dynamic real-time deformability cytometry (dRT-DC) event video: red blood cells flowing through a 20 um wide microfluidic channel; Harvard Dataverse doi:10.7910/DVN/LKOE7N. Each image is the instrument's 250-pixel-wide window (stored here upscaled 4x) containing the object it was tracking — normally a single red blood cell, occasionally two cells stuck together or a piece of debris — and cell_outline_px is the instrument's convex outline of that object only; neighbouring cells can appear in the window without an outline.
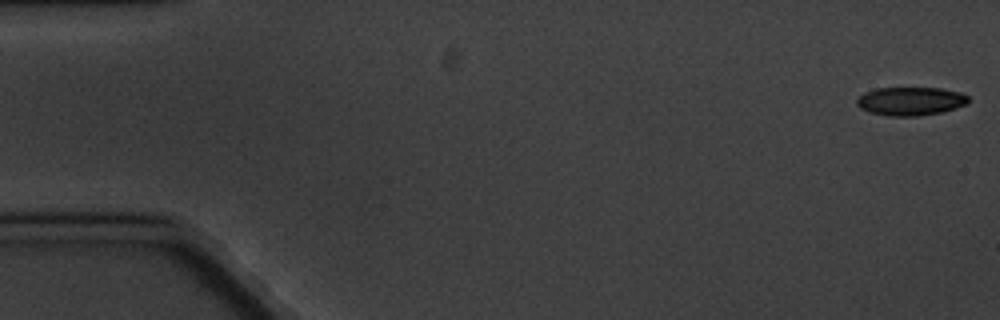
{"species": "common noctule bat (a hibernating species)", "species_latin": "Nyctalus noctula", "temperature_condition": "cold", "stored_images_in_passage": 6, "camera_frame_rate_fps": 3000, "um_per_image_px": 0.085, "animal": {"sex": "male", "body_mass_g": 20.1, "forearm_length_mm": 53.5}, "frame": {"image": 1, "passage_image": 1, "time_ms": 0.0, "image_size_px": [1000, 320], "cell_outline_px": [[968, 104], [940, 112], [916, 116], [892, 116], [872, 112], [860, 108], [856, 104], [856, 100], [864, 92], [876, 88], [940, 88], [960, 92], [968, 96]], "centroid_in_image_um": [77.39, 8.59], "position_along_channel_um": 7.6, "area_um2": 18.32}}
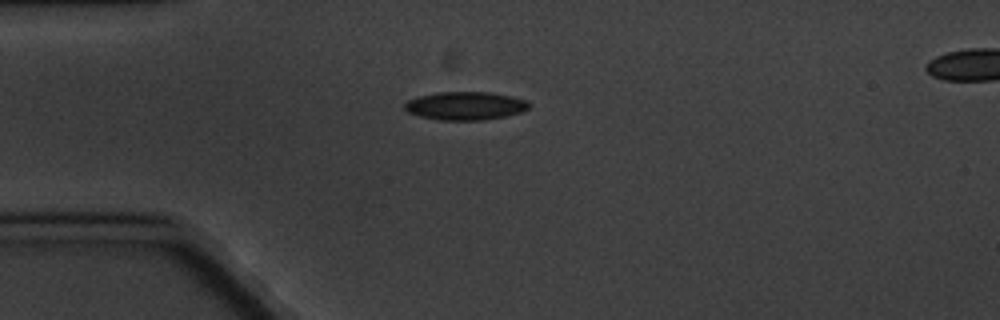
{"frame": {"image": 2, "passage_image": 5, "time_ms": 4.667, "image_size_px": [1000, 320], "cell_outline_px": [[528, 108], [520, 112], [508, 116], [484, 120], [440, 120], [420, 116], [408, 112], [404, 108], [404, 104], [408, 100], [420, 96], [436, 92], [492, 92], [512, 96], [528, 100]], "centroid_in_image_um": [39.57, 8.99], "position_along_channel_um": 45.4, "area_um2": 20.52}}